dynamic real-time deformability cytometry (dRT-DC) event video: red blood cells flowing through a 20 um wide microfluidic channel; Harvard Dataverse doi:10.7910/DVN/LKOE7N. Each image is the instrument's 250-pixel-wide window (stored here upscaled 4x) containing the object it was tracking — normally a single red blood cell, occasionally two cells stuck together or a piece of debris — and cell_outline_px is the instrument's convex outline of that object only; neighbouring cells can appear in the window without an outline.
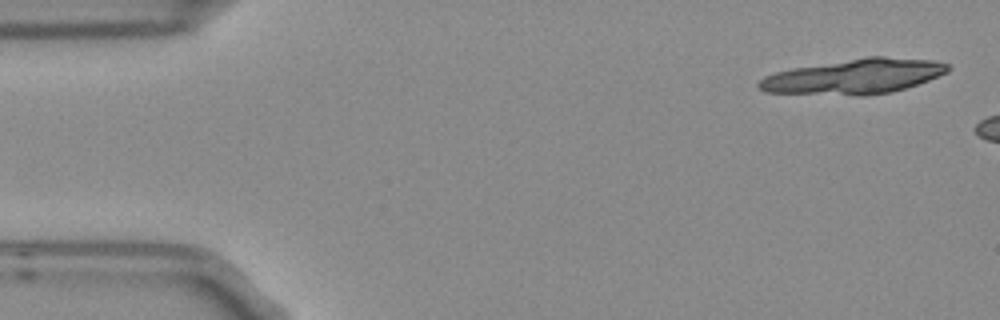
{"species": "Egyptian fruit bat (a non-hibernating species)", "species_latin": "Rousettus aegyptiacus", "temperature_condition": "room temperature", "stored_images_in_passage": 4, "camera_frame_rate_fps": 3000, "um_per_image_px": 0.085, "frame": {"image": 1, "passage_image": 1, "time_ms": 0.0, "image_size_px": [1000, 320], "cell_outline_px": [[952, 68], [948, 72], [928, 80], [892, 92], [864, 96], [856, 96], [764, 92], [756, 84], [764, 76], [776, 72], [792, 68], [868, 56], [884, 56], [932, 60], [948, 64]], "centroid_in_image_um": [72.6, 6.5], "position_along_channel_um": 12.4, "area_um2": 38.67}}